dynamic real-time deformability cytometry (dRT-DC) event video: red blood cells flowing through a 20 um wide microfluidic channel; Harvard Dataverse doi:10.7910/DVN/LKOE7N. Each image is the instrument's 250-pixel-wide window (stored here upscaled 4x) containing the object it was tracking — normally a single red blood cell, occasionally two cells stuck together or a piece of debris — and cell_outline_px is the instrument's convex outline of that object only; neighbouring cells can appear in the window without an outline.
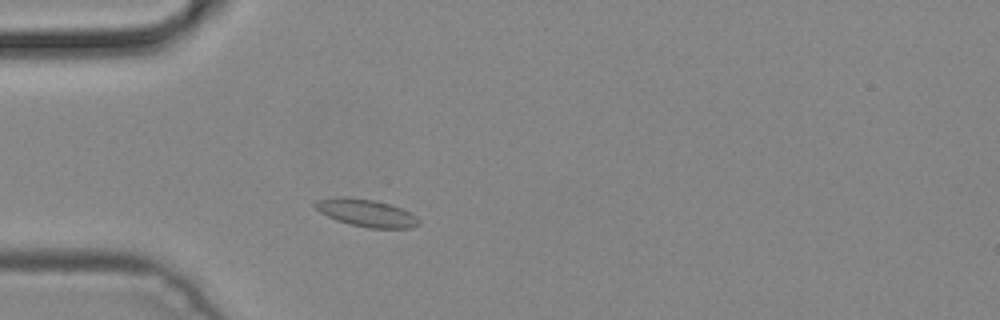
{"species": "common noctule bat (a hibernating species)", "species_latin": "Nyctalus noctula", "temperature_condition": "cold", "stored_images_in_passage": 1, "camera_frame_rate_fps": 3000, "um_per_image_px": 0.085, "animal": {"sex": "male", "body_mass_g": 19.2, "forearm_length_mm": 51.8}, "frame": {"image": 1, "passage_image": 1, "time_ms": 0.0, "image_size_px": [1000, 320], "cell_outline_px": [[420, 224], [412, 228], [368, 228], [348, 224], [336, 220], [320, 212], [312, 204], [316, 200], [332, 196], [344, 196], [376, 200], [400, 208], [416, 216], [420, 220]], "centroid_in_image_um": [31.09, 18.09], "position_along_channel_um": 53.9, "area_um2": 16.76}}